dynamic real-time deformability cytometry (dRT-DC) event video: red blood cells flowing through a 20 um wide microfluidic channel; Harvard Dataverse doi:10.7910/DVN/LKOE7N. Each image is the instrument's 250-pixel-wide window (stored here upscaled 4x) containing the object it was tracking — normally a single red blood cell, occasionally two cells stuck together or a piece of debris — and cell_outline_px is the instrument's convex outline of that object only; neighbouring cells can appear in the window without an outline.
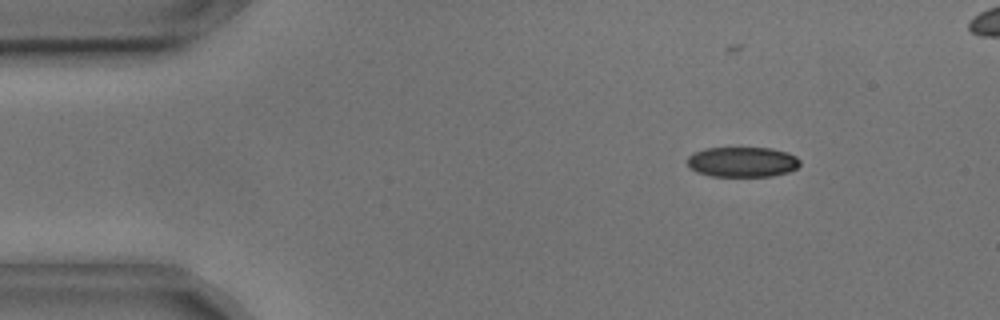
{"species": "common noctule bat (a hibernating species)", "species_latin": "Nyctalus noctula", "temperature_condition": "cold", "stored_images_in_passage": 52, "camera_frame_rate_fps": 3000, "um_per_image_px": 0.085, "animal": {"sex": "male", "body_mass_g": 17.9, "forearm_length_mm": 54.2}, "frame": {"image": 1, "passage_image": 7, "time_ms": 2.0, "image_size_px": [1000, 320], "cell_outline_px": [[800, 164], [796, 168], [788, 172], [772, 176], [712, 176], [700, 172], [692, 168], [688, 164], [688, 156], [692, 152], [704, 148], [772, 148], [788, 152], [796, 156], [800, 160]], "centroid_in_image_um": [63.13, 13.75], "position_along_channel_um": 21.9, "area_um2": 19.77}}
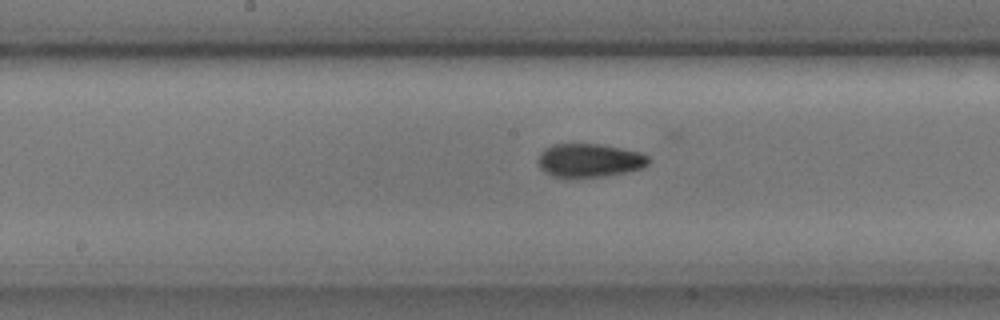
{"frame": {"image": 2, "passage_image": 27, "time_ms": 8.667, "image_size_px": [1000, 320], "cell_outline_px": [[652, 160], [644, 168], [628, 172], [604, 176], [568, 180], [564, 180], [552, 176], [544, 172], [540, 168], [536, 160], [540, 152], [544, 148], [552, 144], [600, 144], [640, 152], [648, 156]], "centroid_in_image_um": [50.06, 13.67], "position_along_channel_um": 198.1, "area_um2": 22.48}}
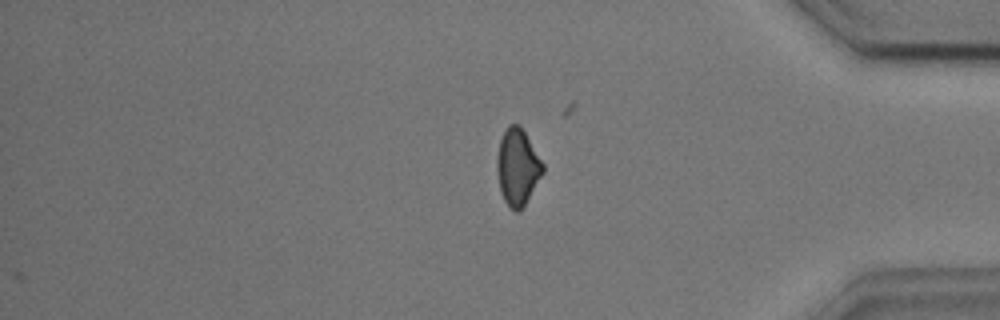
{"frame": {"image": 3, "passage_image": 45, "time_ms": 14.667, "image_size_px": [1000, 320], "cell_outline_px": [[544, 172], [520, 212], [516, 212], [504, 200], [500, 192], [496, 168], [496, 160], [500, 140], [508, 124], [520, 124], [544, 164]], "centroid_in_image_um": [43.99, 14.19], "position_along_channel_um": 391.2, "area_um2": 20.46}, "authors_computed_cell_mechanics": {"area_um2": 20.8658, "velocity_mm_per_s": 3.6492, "shape_relaxation_time_tau1_ms": 4.5209, "shape_relaxation_time_tau2_ms": 3.7771, "deformation_change_tau1": 0.1014, "deformation_change_tau2": 0.0832}}